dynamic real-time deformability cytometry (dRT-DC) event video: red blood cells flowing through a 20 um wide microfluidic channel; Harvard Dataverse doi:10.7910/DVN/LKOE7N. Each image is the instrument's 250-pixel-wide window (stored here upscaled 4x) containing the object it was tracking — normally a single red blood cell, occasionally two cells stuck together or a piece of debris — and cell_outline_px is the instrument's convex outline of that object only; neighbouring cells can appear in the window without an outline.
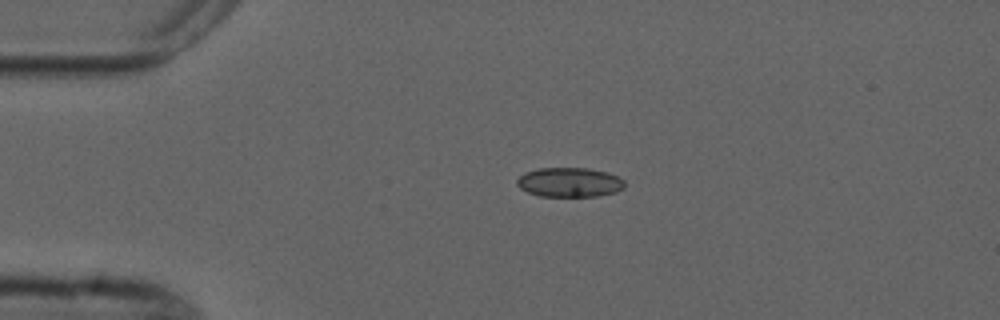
{"species": "common noctule bat (a hibernating species)", "species_latin": "Nyctalus noctula", "temperature_condition": "cold", "stored_images_in_passage": 2, "camera_frame_rate_fps": 3000, "um_per_image_px": 0.085, "animal": {"sex": "male", "forearm_length_mm": 52.5}, "frame": {"image": 1, "passage_image": 1, "time_ms": 0.0, "image_size_px": [1000, 320], "cell_outline_px": [[624, 188], [616, 192], [596, 196], [540, 196], [528, 192], [520, 188], [516, 184], [516, 180], [524, 172], [536, 168], [588, 168], [608, 172], [624, 180]], "centroid_in_image_um": [48.39, 15.49], "position_along_channel_um": 36.6, "area_um2": 18.55}}